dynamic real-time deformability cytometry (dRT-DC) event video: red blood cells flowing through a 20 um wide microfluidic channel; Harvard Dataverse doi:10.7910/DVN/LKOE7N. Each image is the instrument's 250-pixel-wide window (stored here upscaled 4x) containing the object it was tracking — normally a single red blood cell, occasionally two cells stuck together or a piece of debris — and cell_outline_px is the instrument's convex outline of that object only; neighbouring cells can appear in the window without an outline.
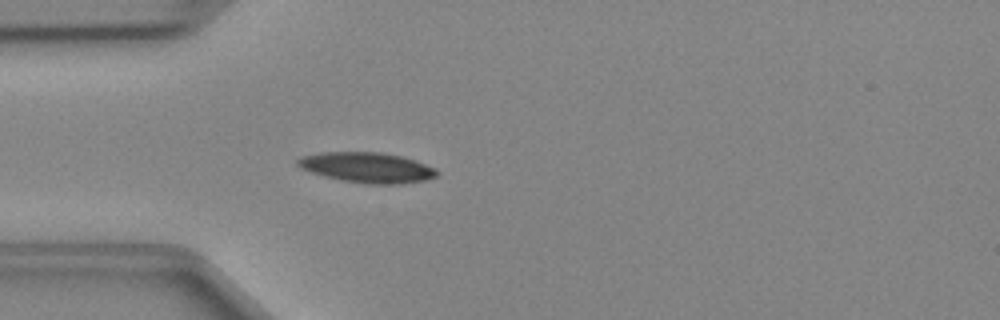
{"species": "Egyptian fruit bat (a non-hibernating species)", "species_latin": "Rousettus aegyptiacus", "temperature_condition": "cold", "stored_images_in_passage": 47, "camera_frame_rate_fps": 3000, "um_per_image_px": 0.085, "animal": {"sex": "female"}, "frame": {"image": 1, "passage_image": 13, "time_ms": 4.0, "image_size_px": [1000, 320], "cell_outline_px": [[440, 172], [436, 176], [424, 180], [400, 184], [368, 184], [344, 180], [324, 176], [300, 168], [296, 164], [296, 160], [300, 156], [320, 152], [380, 152], [404, 156], [436, 168]], "centroid_in_image_um": [31.21, 14.23], "position_along_channel_um": 53.8, "area_um2": 24.68}}
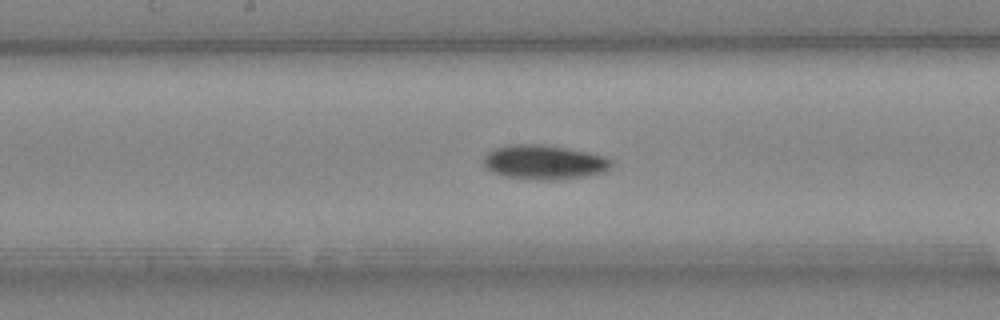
{"frame": {"image": 2, "passage_image": 24, "time_ms": 7.667, "image_size_px": [1000, 320], "cell_outline_px": [[612, 164], [604, 172], [584, 176], [544, 180], [504, 176], [492, 172], [484, 164], [484, 156], [488, 152], [496, 148], [508, 144], [540, 144], [568, 148], [588, 152], [604, 156], [612, 160]], "centroid_in_image_um": [46.24, 13.77], "position_along_channel_um": 202.0, "area_um2": 25.32}}
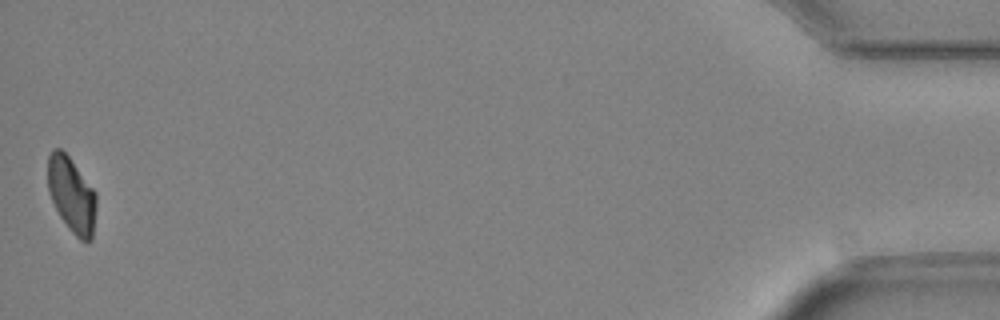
{"frame": {"image": 3, "passage_image": 47, "time_ms": 15.333, "image_size_px": [1000, 320], "cell_outline_px": [[96, 208], [92, 240], [80, 240], [68, 228], [60, 216], [48, 192], [48, 156], [52, 148], [60, 148], [68, 156], [96, 192]], "centroid_in_image_um": [6.08, 16.55], "position_along_channel_um": 429.1, "area_um2": 21.15}}